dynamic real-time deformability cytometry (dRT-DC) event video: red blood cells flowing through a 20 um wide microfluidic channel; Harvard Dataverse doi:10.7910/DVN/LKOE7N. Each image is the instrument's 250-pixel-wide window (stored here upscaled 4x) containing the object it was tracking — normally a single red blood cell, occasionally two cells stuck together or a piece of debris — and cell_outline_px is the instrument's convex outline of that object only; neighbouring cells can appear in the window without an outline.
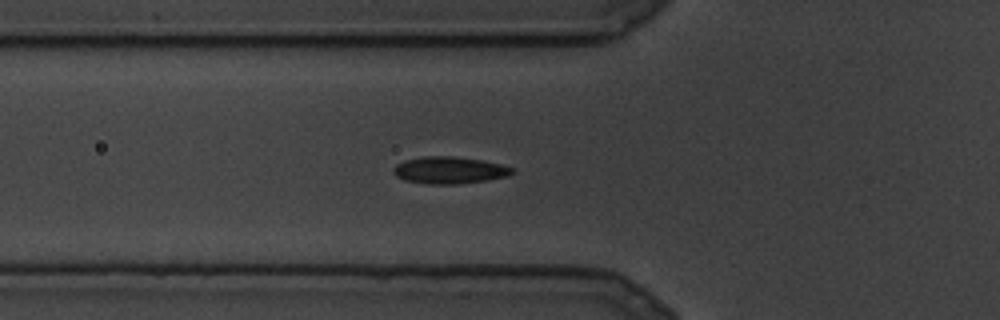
{"species": "common noctule bat (a hibernating species)", "species_latin": "Nyctalus noctula", "temperature_condition": "cold", "stored_images_in_passage": 7, "camera_frame_rate_fps": 3000, "um_per_image_px": 0.085, "animal": {"sex": "male", "body_mass_g": 19.5, "forearm_length_mm": 54.6}, "frame": {"image": 1, "passage_image": 2, "time_ms": 0.333, "image_size_px": [1000, 320], "cell_outline_px": [[516, 172], [508, 176], [488, 180], [456, 184], [428, 184], [404, 180], [396, 176], [392, 172], [392, 168], [396, 164], [404, 160], [424, 156], [452, 156], [484, 160], [516, 168]], "centroid_in_image_um": [38.22, 14.46], "position_along_channel_um": 87.6, "area_um2": 18.96}}
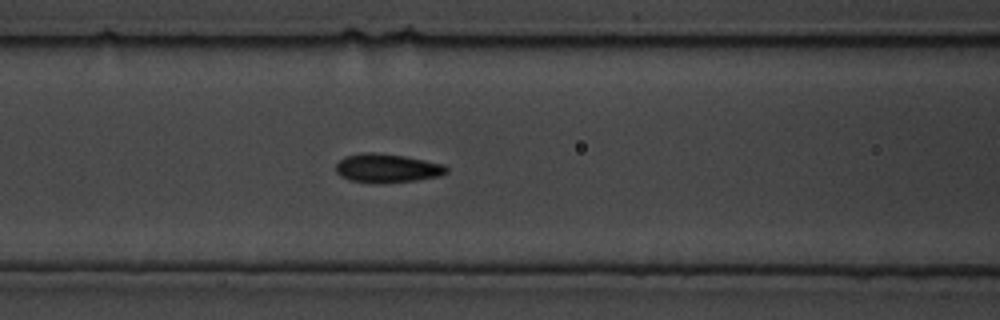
{"frame": {"image": 2, "passage_image": 4, "time_ms": 1.0, "image_size_px": [1000, 320], "cell_outline_px": [[448, 172], [440, 176], [416, 180], [352, 180], [340, 176], [336, 172], [336, 164], [344, 156], [364, 152], [376, 152], [404, 156], [444, 164], [448, 168]], "centroid_in_image_um": [32.92, 14.24], "position_along_channel_um": 133.7, "area_um2": 17.74}}
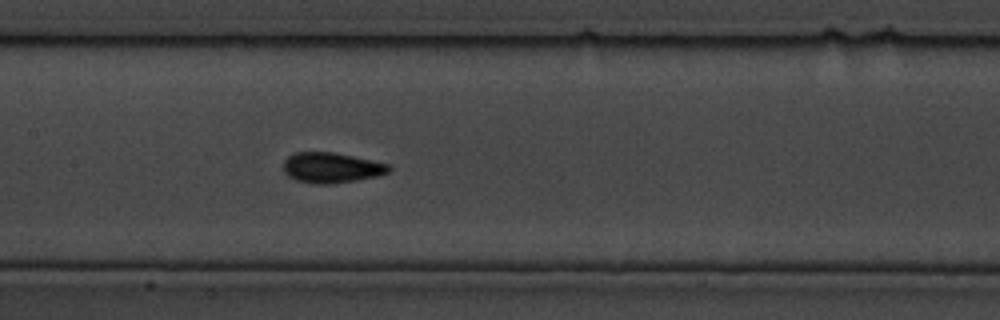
{"frame": {"image": 3, "passage_image": 6, "time_ms": 1.667, "image_size_px": [1000, 320], "cell_outline_px": [[392, 168], [388, 172], [380, 176], [356, 180], [328, 184], [316, 184], [296, 180], [288, 176], [284, 172], [284, 160], [292, 152], [332, 152], [352, 156], [388, 164]], "centroid_in_image_um": [28.15, 14.25], "position_along_channel_um": 179.2, "area_um2": 18.61}}